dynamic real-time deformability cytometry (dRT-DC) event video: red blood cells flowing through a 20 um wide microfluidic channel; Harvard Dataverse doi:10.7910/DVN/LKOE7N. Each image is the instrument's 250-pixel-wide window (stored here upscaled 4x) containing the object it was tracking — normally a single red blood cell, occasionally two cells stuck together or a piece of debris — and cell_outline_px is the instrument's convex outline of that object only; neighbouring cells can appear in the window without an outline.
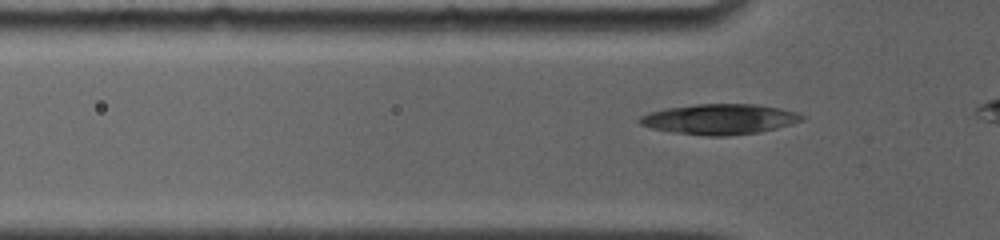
{"species": "common noctule bat (a hibernating species)", "species_latin": "Nyctalus noctula", "temperature_condition": "room temperature", "stored_images_in_passage": 24, "camera_frame_rate_fps": 4000, "um_per_image_px": 0.085, "animal": {"sex": "female", "body_mass_g": 19.0, "forearm_length_mm": 56.7}, "frame": {"image": 1, "passage_image": 4, "time_ms": 1.0, "image_size_px": [1000, 240], "cell_outline_px": [[808, 116], [804, 120], [792, 124], [776, 128], [756, 132], [728, 136], [708, 136], [672, 132], [652, 128], [640, 124], [636, 120], [640, 116], [648, 112], [664, 108], [696, 104], [756, 104], [780, 108], [796, 112]], "centroid_in_image_um": [61.16, 10.12], "position_along_channel_um": 64.6, "area_um2": 28.9}}
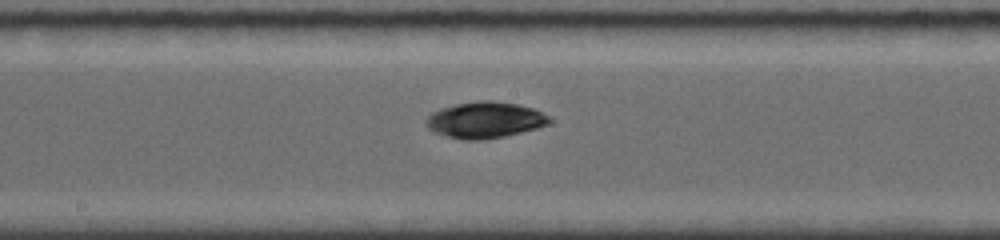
{"frame": {"image": 2, "passage_image": 15, "time_ms": 4.75, "image_size_px": [1000, 240], "cell_outline_px": [[552, 120], [548, 124], [536, 128], [504, 136], [480, 140], [464, 140], [448, 136], [436, 132], [428, 128], [428, 116], [432, 112], [440, 108], [456, 104], [480, 100], [492, 100], [516, 104], [532, 108], [548, 116]], "centroid_in_image_um": [41.23, 10.19], "position_along_channel_um": 207.0, "area_um2": 25.61}}
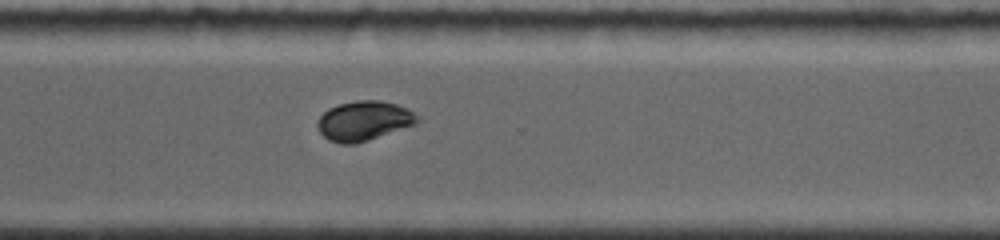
{"frame": {"image": 3, "passage_image": 24, "time_ms": 8.25, "image_size_px": [1000, 240], "cell_outline_px": [[420, 120], [416, 124], [356, 144], [340, 144], [328, 140], [320, 132], [316, 124], [320, 116], [328, 108], [340, 104], [356, 100], [380, 100], [396, 104], [408, 108], [420, 116]], "centroid_in_image_um": [30.94, 10.27], "position_along_channel_um": 339.7, "area_um2": 23.18}}